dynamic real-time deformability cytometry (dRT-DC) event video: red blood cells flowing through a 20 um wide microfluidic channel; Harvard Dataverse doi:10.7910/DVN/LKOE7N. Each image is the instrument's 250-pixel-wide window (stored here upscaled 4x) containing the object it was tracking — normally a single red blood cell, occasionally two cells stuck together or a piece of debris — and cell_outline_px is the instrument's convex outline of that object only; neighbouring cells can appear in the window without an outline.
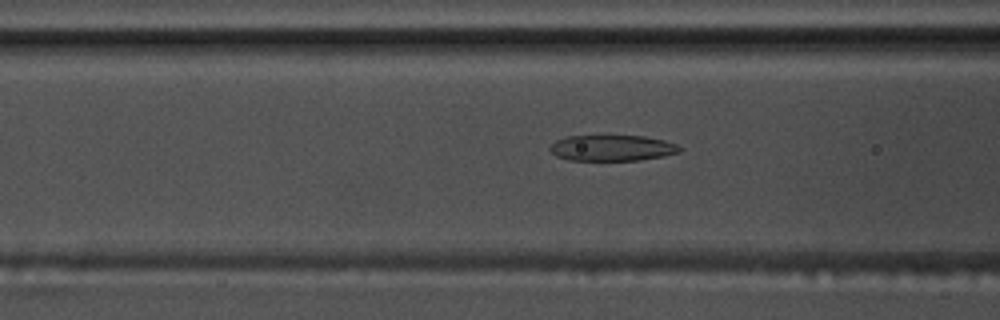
{"species": "common noctule bat (a hibernating species)", "species_latin": "Nyctalus noctula", "temperature_condition": "warm", "stored_images_in_passage": 57, "camera_frame_rate_fps": 3000, "um_per_image_px": 0.085, "animal": {"sex": "male", "body_mass_g": 17.5, "forearm_length_mm": 52.3}, "frame": {"image": 1, "passage_image": 23, "time_ms": 7.333, "image_size_px": [1000, 320], "cell_outline_px": [[684, 148], [680, 152], [664, 156], [640, 160], [568, 160], [556, 156], [548, 148], [556, 140], [564, 136], [644, 136], [664, 140], [676, 144]], "centroid_in_image_um": [52.04, 12.58], "position_along_channel_um": 114.6, "area_um2": 19.65}}
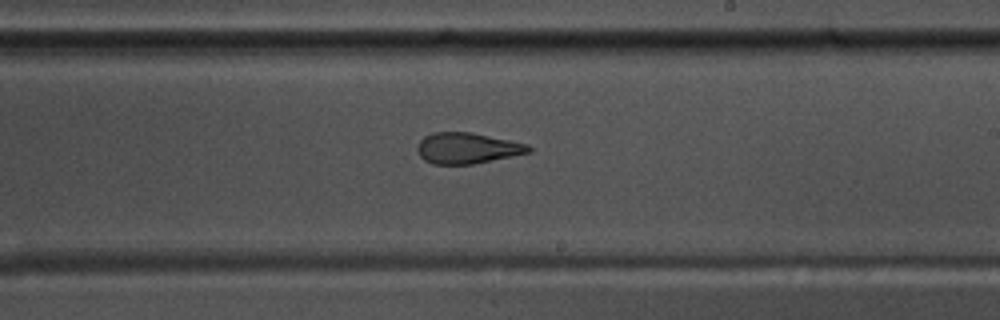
{"frame": {"image": 2, "passage_image": 34, "time_ms": 11.0, "image_size_px": [1000, 320], "cell_outline_px": [[532, 152], [472, 164], [432, 164], [424, 160], [420, 156], [416, 148], [420, 140], [424, 136], [432, 132], [472, 132], [528, 144], [532, 148]], "centroid_in_image_um": [39.7, 12.59], "position_along_channel_um": 249.3, "area_um2": 20.11}}
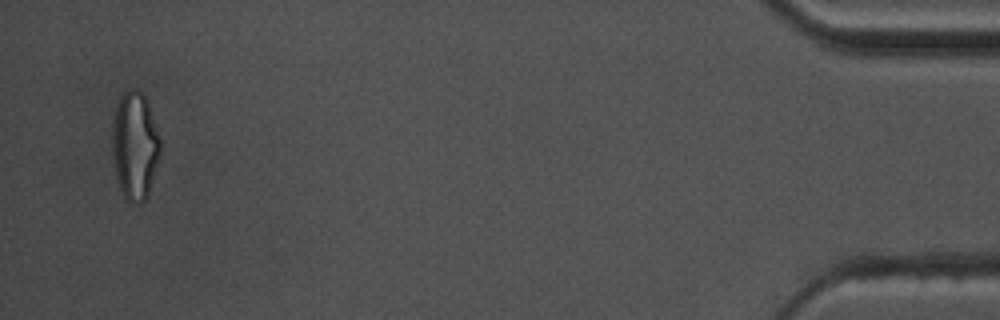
{"frame": {"image": 3, "passage_image": 55, "time_ms": 18.0, "image_size_px": [1000, 320], "cell_outline_px": [[160, 156], [148, 196], [140, 204], [132, 204], [124, 196], [120, 188], [116, 172], [112, 152], [112, 128], [116, 104], [120, 96], [128, 88], [136, 88], [144, 96], [148, 104], [160, 136]], "centroid_in_image_um": [11.47, 12.38], "position_along_channel_um": 423.7, "area_um2": 30.35}, "authors_computed_cell_mechanics": {"area_um2": 21.5016, "velocity_mm_per_s": 3.6818, "shape_relaxation_time_tau1_ms": 5.781, "shape_relaxation_time_tau2_ms": 1.6757, "deformation_change_tau1": 0.2198, "deformation_change_tau2": 0.109}}